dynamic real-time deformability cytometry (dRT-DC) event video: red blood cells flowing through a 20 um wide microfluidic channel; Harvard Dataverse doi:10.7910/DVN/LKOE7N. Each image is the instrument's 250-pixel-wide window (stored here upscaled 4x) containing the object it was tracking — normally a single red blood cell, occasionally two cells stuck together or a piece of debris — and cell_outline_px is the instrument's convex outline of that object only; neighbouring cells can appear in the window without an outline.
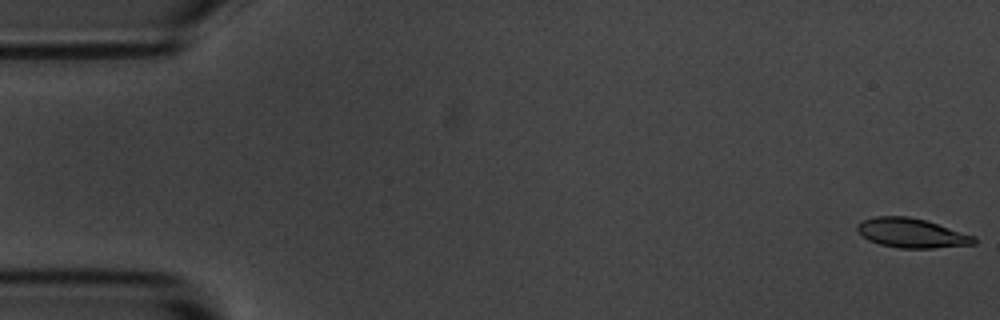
{"species": "common noctule bat (a hibernating species)", "species_latin": "Nyctalus noctula", "temperature_condition": "room temperature", "stored_images_in_passage": 56, "segment_of_instrument_passage": [1, 2], "camera_frame_rate_fps": 3000, "um_per_image_px": 0.085, "animal": {"sex": "male", "body_mass_g": 20.1, "forearm_length_mm": 53.5}, "frame": {"image": 1, "passage_image": 1, "time_ms": 0.0, "image_size_px": [1000, 320], "cell_outline_px": [[976, 244], [932, 248], [900, 248], [880, 244], [868, 240], [856, 228], [856, 224], [864, 220], [876, 216], [908, 216], [924, 220], [976, 236]], "centroid_in_image_um": [77.5, 19.81], "position_along_channel_um": 7.5, "area_um2": 19.83}}
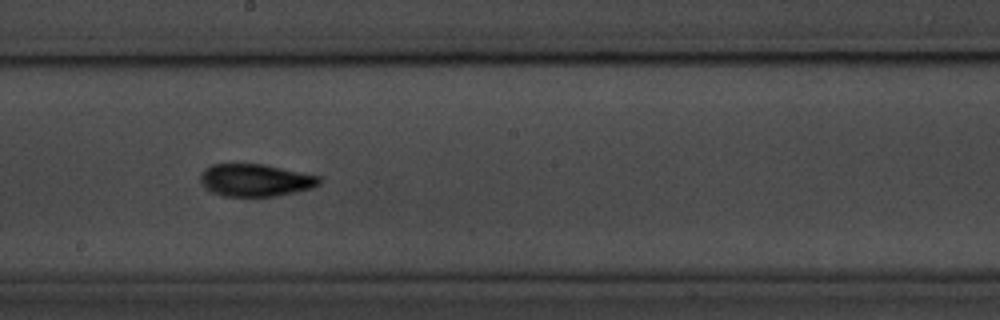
{"frame": {"image": 2, "passage_image": 30, "time_ms": 9.667, "image_size_px": [1000, 320], "cell_outline_px": [[324, 180], [320, 184], [312, 188], [296, 192], [276, 196], [224, 196], [208, 188], [200, 180], [204, 172], [212, 164], [264, 164], [320, 176]], "centroid_in_image_um": [21.82, 15.31], "position_along_channel_um": 226.4, "area_um2": 22.14}}
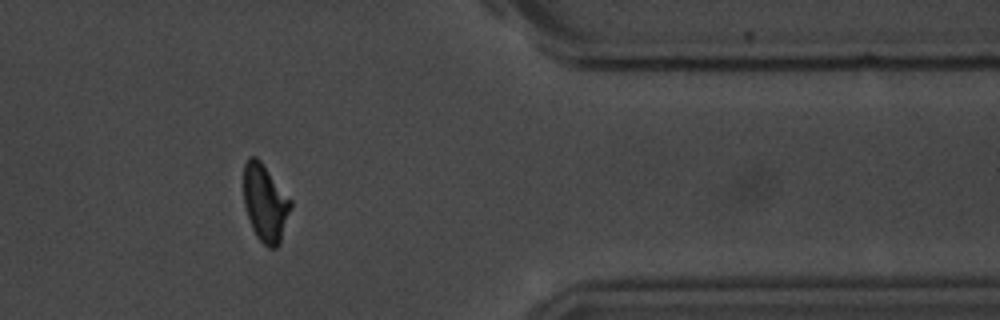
{"frame": {"image": 3, "passage_image": 45, "time_ms": 14.667, "image_size_px": [1000, 320], "cell_outline_px": [[292, 208], [280, 244], [276, 248], [268, 248], [256, 236], [252, 228], [244, 204], [244, 164], [248, 156], [256, 156], [260, 160], [292, 200]], "centroid_in_image_um": [22.56, 17.26], "position_along_channel_um": 388.8, "area_um2": 21.39}}